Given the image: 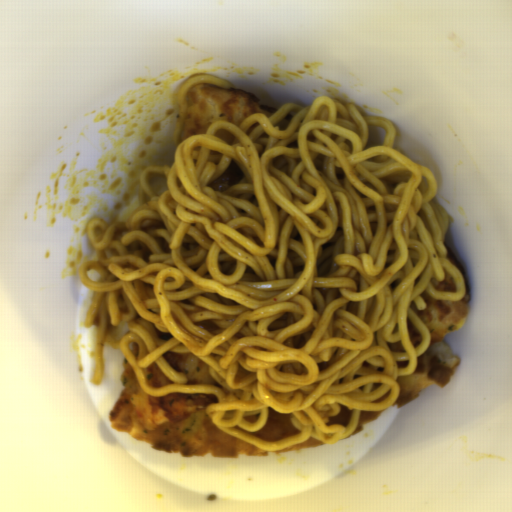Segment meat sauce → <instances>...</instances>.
<instances>
[{
	"instance_id": "obj_1",
	"label": "meat sauce",
	"mask_w": 512,
	"mask_h": 512,
	"mask_svg": "<svg viewBox=\"0 0 512 512\" xmlns=\"http://www.w3.org/2000/svg\"><path fill=\"white\" fill-rule=\"evenodd\" d=\"M242 178V170L232 161L225 171L209 186L213 190L223 193L236 186Z\"/></svg>"
}]
</instances>
